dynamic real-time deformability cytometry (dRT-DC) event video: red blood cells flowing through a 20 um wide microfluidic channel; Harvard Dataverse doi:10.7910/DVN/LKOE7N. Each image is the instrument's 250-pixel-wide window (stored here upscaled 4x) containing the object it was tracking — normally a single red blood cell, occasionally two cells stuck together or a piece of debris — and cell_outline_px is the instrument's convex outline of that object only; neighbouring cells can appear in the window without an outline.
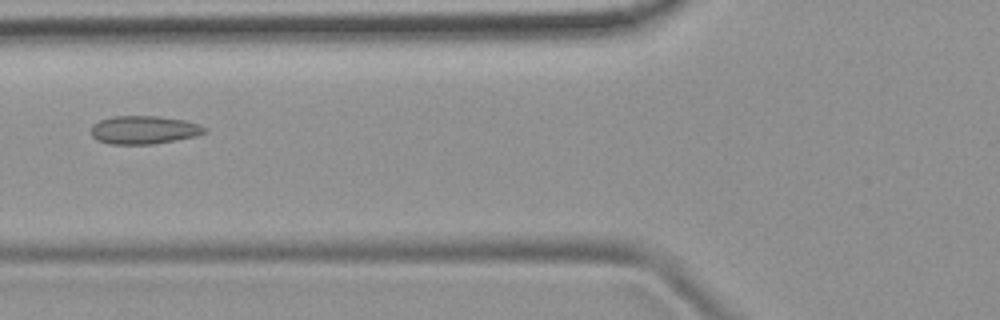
{"species": "common noctule bat (a hibernating species)", "species_latin": "Nyctalus noctula", "temperature_condition": "room temperature", "stored_images_in_passage": 51, "camera_frame_rate_fps": 3000, "um_per_image_px": 0.085, "animal": {"sex": "female", "body_mass_g": 19.9}, "frame": {"image": 1, "passage_image": 20, "time_ms": 6.333, "image_size_px": [1000, 320], "cell_outline_px": [[208, 132], [196, 136], [176, 140], [152, 144], [108, 144], [96, 140], [92, 136], [92, 124], [100, 120], [112, 116], [156, 116], [184, 120], [208, 128]], "centroid_in_image_um": [12.23, 11.04], "position_along_channel_um": 113.6, "area_um2": 18.73}}
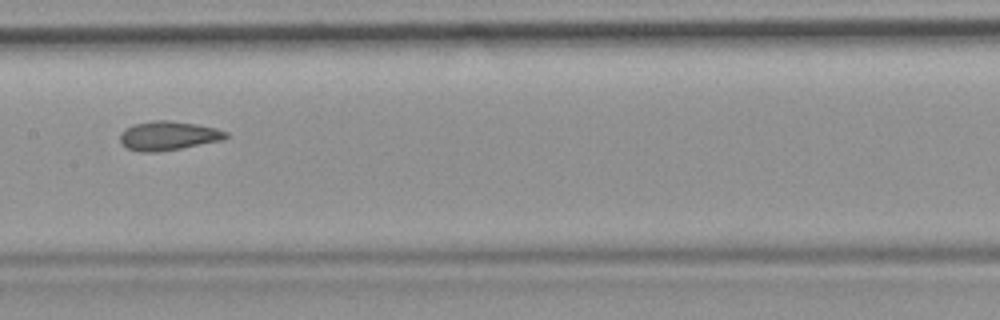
{"frame": {"image": 2, "passage_image": 26, "time_ms": 8.333, "image_size_px": [1000, 320], "cell_outline_px": [[228, 136], [224, 140], [180, 148], [156, 152], [140, 152], [128, 148], [120, 140], [120, 136], [132, 124], [152, 120], [168, 120], [196, 124], [216, 128], [228, 132]], "centroid_in_image_um": [14.34, 11.53], "position_along_channel_um": 193.1, "area_um2": 17.74}}
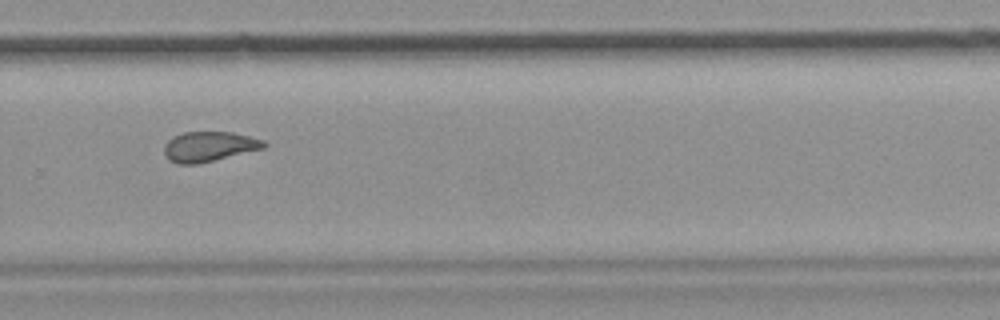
{"frame": {"image": 3, "passage_image": 35, "time_ms": 11.333, "image_size_px": [1000, 320], "cell_outline_px": [[268, 144], [264, 148], [196, 164], [176, 164], [164, 152], [164, 148], [168, 140], [184, 132], [232, 132], [264, 140]], "centroid_in_image_um": [17.8, 12.45], "position_along_channel_um": 312.0, "area_um2": 17.05}, "authors_computed_cell_mechanics": {"area_um2": 18.496, "velocity_mm_per_s": 3.98, "shape_relaxation_time_tau1_ms": null, "shape_relaxation_time_tau2_ms": 1.0923, "deformation_change_tau1": null, "deformation_change_tau2": 0.0735}}